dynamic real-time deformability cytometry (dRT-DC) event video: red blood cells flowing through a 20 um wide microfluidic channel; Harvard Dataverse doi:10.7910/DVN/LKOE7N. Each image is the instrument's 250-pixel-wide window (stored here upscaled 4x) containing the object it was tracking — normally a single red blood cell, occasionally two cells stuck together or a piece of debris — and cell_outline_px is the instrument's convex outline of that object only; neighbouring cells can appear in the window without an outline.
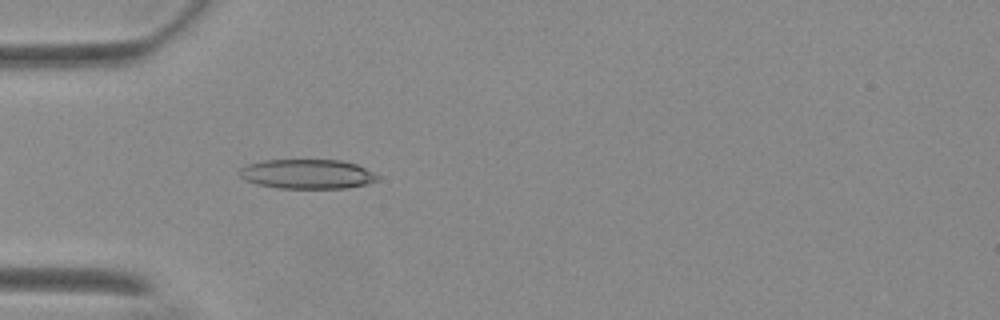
{"species": "Egyptian fruit bat (a non-hibernating species)", "species_latin": "Rousettus aegyptiacus", "temperature_condition": "warm", "stored_images_in_passage": 3, "camera_frame_rate_fps": 3000, "um_per_image_px": 0.085, "animal": {"sex": "female"}, "frame": {"image": 1, "passage_image": 3, "time_ms": 0.667, "image_size_px": [1000, 320], "cell_outline_px": [[364, 180], [356, 184], [316, 188], [312, 188], [272, 184], [328, 164], [348, 164], [360, 168], [364, 172]], "centroid_in_image_um": [27.76, 15.04], "position_along_channel_um": 57.2, "area_um2": 10.06}}